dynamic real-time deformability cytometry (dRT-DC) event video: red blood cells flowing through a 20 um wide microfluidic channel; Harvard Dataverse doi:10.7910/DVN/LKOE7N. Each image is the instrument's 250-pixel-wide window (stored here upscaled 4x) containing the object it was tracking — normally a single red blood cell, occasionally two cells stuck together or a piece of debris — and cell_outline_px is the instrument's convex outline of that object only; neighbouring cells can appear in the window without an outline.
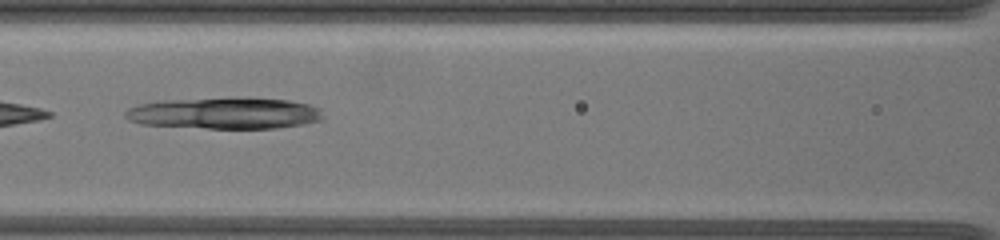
{"species": "common noctule bat (a hibernating species)", "species_latin": "Nyctalus noctula", "temperature_condition": "warm", "stored_images_in_passage": 37, "camera_frame_rate_fps": 3000, "um_per_image_px": 0.085, "animal": {"sex": "female", "body_mass_g": 19.5, "forearm_length_mm": 54.1}, "frame": {"image": 1, "passage_image": 32, "time_ms": 10.333, "image_size_px": [1000, 240], "cell_outline_px": [[324, 116], [320, 120], [304, 124], [276, 128], [208, 128], [140, 124], [128, 120], [124, 116], [124, 112], [128, 108], [140, 104], [160, 100], [228, 96], [248, 96], [288, 100], [308, 104], [320, 108]], "centroid_in_image_um": [19.09, 9.59], "position_along_channel_um": 147.5, "area_um2": 37.17}}